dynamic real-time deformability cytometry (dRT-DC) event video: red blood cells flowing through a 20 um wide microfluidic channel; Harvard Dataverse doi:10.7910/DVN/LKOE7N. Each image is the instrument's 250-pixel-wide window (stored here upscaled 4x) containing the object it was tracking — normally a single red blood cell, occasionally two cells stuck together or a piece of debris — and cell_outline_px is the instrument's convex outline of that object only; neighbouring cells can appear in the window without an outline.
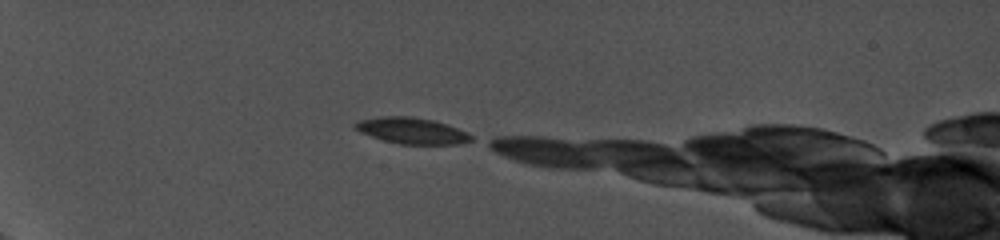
{"species": "common noctule bat (a hibernating species)", "species_latin": "Nyctalus noctula", "temperature_condition": "cold", "stored_images_in_passage": 8, "camera_frame_rate_fps": 5000, "um_per_image_px": 0.085, "animal": {"sex": "female", "body_mass_g": 19.0, "forearm_length_mm": 56.7}, "frame": {"image": 1, "passage_image": 1, "time_ms": 0.0, "image_size_px": [1000, 240], "cell_outline_px": [[472, 140], [460, 144], [400, 144], [384, 140], [360, 132], [352, 128], [352, 124], [356, 120], [380, 116], [412, 116], [432, 120], [468, 132], [472, 136]], "centroid_in_image_um": [34.94, 11.1], "position_along_channel_um": 50.1, "area_um2": 17.74}}